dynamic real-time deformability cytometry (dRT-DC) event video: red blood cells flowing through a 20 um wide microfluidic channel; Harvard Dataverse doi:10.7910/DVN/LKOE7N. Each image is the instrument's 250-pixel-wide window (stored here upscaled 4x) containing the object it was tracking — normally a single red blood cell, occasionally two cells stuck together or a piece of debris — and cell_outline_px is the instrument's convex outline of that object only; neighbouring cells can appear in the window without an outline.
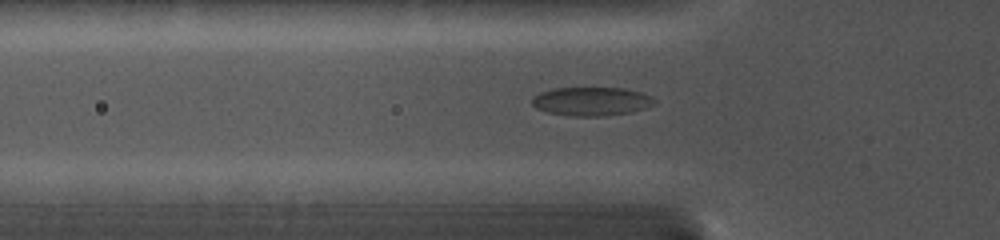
{"species": "common noctule bat (a hibernating species)", "species_latin": "Nyctalus noctula", "temperature_condition": "cold", "stored_images_in_passage": 23, "camera_frame_rate_fps": 5000, "um_per_image_px": 0.085, "animal": {"sex": "female", "body_mass_g": 19.0, "forearm_length_mm": 56.7}, "frame": {"image": 1, "passage_image": 3, "time_ms": 0.8, "image_size_px": [1000, 240], "cell_outline_px": [[656, 104], [648, 108], [632, 112], [604, 116], [572, 116], [548, 112], [536, 108], [532, 104], [532, 96], [540, 92], [552, 88], [624, 88], [640, 92], [652, 96], [656, 100]], "centroid_in_image_um": [50.3, 8.62], "position_along_channel_um": 75.5, "area_um2": 20.69}}
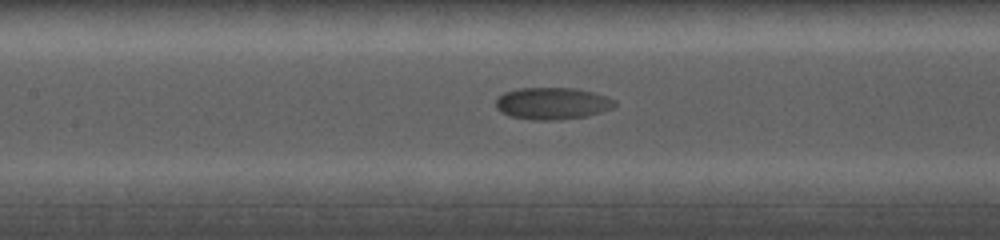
{"frame": {"image": 2, "passage_image": 9, "time_ms": 3.2, "image_size_px": [1000, 240], "cell_outline_px": [[616, 104], [612, 108], [600, 112], [584, 116], [560, 120], [532, 120], [508, 116], [500, 112], [496, 108], [496, 96], [504, 92], [520, 88], [576, 88], [592, 92], [616, 100]], "centroid_in_image_um": [46.89, 8.79], "position_along_channel_um": 160.5, "area_um2": 22.25}}
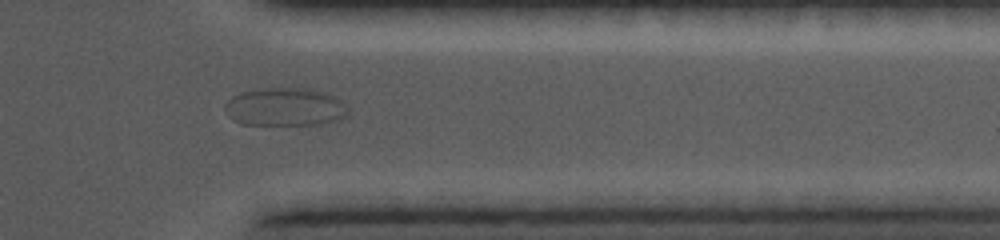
{"frame": {"image": 3, "passage_image": 20, "time_ms": 9.6, "image_size_px": [1000, 240], "cell_outline_px": [[348, 112], [344, 116], [320, 124], [240, 124], [232, 120], [224, 108], [224, 104], [232, 96], [244, 92], [276, 88], [304, 88], [324, 92], [340, 100]], "centroid_in_image_um": [24.17, 9.09], "position_along_channel_um": 387.2, "area_um2": 26.65}}